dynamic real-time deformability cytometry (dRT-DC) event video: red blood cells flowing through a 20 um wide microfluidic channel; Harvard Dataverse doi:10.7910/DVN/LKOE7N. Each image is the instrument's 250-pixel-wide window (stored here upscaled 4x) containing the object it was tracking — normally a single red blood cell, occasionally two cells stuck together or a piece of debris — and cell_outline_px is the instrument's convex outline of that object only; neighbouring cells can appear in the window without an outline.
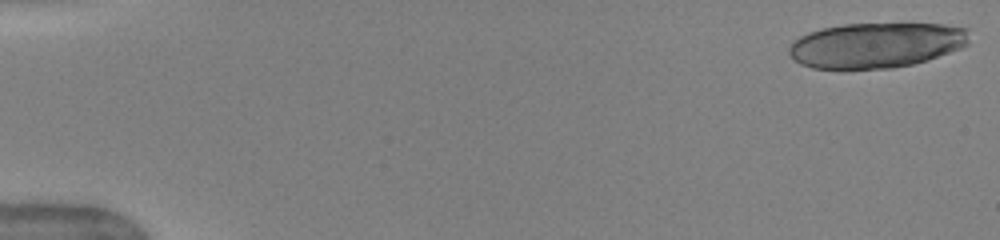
{"species": "human", "species_latin": "Homo sapiens", "temperature_condition": "warm", "stored_images_in_passage": 20, "camera_frame_rate_fps": 3000, "um_per_image_px": 0.085, "donor": {"sex": "female"}, "frame": {"image": 1, "passage_image": 1, "time_ms": 0.0, "image_size_px": [1000, 240], "cell_outline_px": [[968, 44], [960, 48], [928, 60], [912, 64], [892, 68], [812, 68], [800, 64], [788, 52], [788, 48], [792, 40], [808, 32], [824, 28], [844, 24], [944, 24], [968, 28]], "centroid_in_image_um": [74.46, 3.83], "position_along_channel_um": 10.5, "area_um2": 47.4}}
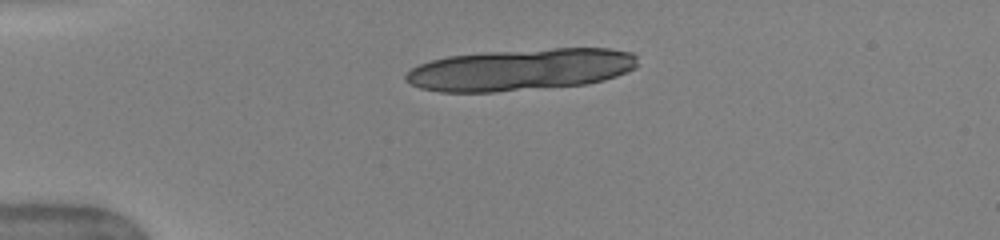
{"frame": {"image": 2, "passage_image": 12, "time_ms": 3.667, "image_size_px": [1000, 240], "cell_outline_px": [[636, 68], [616, 76], [604, 80], [588, 84], [496, 92], [440, 92], [420, 88], [408, 84], [404, 80], [404, 76], [412, 68], [420, 64], [432, 60], [448, 56], [484, 52], [552, 48], [608, 48], [632, 52], [636, 56]], "centroid_in_image_um": [44.24, 5.92], "position_along_channel_um": 40.8, "area_um2": 56.88}}